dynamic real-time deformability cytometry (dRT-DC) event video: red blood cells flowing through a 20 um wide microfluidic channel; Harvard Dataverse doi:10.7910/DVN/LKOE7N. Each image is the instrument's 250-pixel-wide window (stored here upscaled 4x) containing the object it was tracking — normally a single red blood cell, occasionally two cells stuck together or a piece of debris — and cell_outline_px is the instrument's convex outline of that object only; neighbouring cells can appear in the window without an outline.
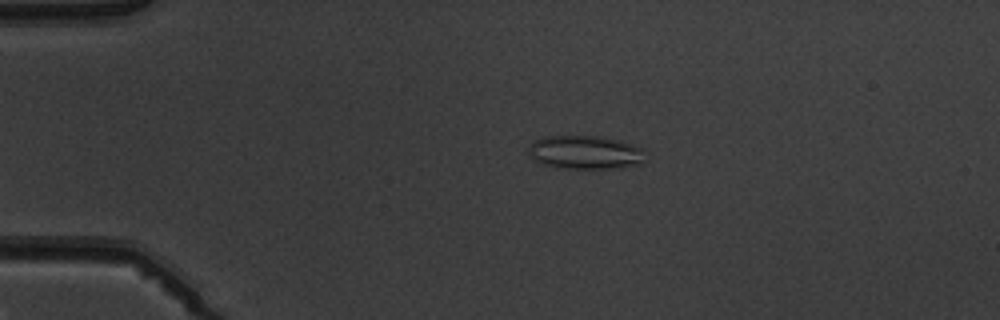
{"species": "common noctule bat (a hibernating species)", "species_latin": "Nyctalus noctula", "temperature_condition": "warm", "stored_images_in_passage": 4, "camera_frame_rate_fps": 3000, "um_per_image_px": 0.085, "animal": {"sex": "male", "body_mass_g": 19.5, "forearm_length_mm": 54.6}, "frame": {"image": 1, "passage_image": 3, "time_ms": 2.333, "image_size_px": [1000, 320], "cell_outline_px": [[644, 148], [640, 164], [620, 168], [556, 168], [540, 164], [528, 152], [528, 148], [532, 140], [544, 136], [600, 136], [620, 140]], "centroid_in_image_um": [49.7, 12.94], "position_along_channel_um": 35.3, "area_um2": 23.0}}